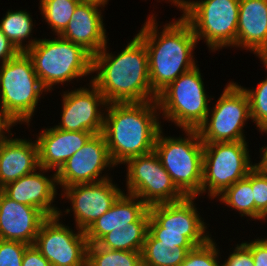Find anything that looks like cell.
Listing matches in <instances>:
<instances>
[{
	"instance_id": "20",
	"label": "cell",
	"mask_w": 267,
	"mask_h": 266,
	"mask_svg": "<svg viewBox=\"0 0 267 266\" xmlns=\"http://www.w3.org/2000/svg\"><path fill=\"white\" fill-rule=\"evenodd\" d=\"M93 135L91 132L65 131L55 126L42 130L36 138L40 167L57 172Z\"/></svg>"
},
{
	"instance_id": "17",
	"label": "cell",
	"mask_w": 267,
	"mask_h": 266,
	"mask_svg": "<svg viewBox=\"0 0 267 266\" xmlns=\"http://www.w3.org/2000/svg\"><path fill=\"white\" fill-rule=\"evenodd\" d=\"M46 218L38 208L18 203L0 190V239L34 245Z\"/></svg>"
},
{
	"instance_id": "3",
	"label": "cell",
	"mask_w": 267,
	"mask_h": 266,
	"mask_svg": "<svg viewBox=\"0 0 267 266\" xmlns=\"http://www.w3.org/2000/svg\"><path fill=\"white\" fill-rule=\"evenodd\" d=\"M157 109L156 101L107 104L102 134L115 166L154 151L162 129Z\"/></svg>"
},
{
	"instance_id": "1",
	"label": "cell",
	"mask_w": 267,
	"mask_h": 266,
	"mask_svg": "<svg viewBox=\"0 0 267 266\" xmlns=\"http://www.w3.org/2000/svg\"><path fill=\"white\" fill-rule=\"evenodd\" d=\"M107 48L92 56V73L97 75L91 79L107 103L156 101L144 42L136 35L118 55Z\"/></svg>"
},
{
	"instance_id": "32",
	"label": "cell",
	"mask_w": 267,
	"mask_h": 266,
	"mask_svg": "<svg viewBox=\"0 0 267 266\" xmlns=\"http://www.w3.org/2000/svg\"><path fill=\"white\" fill-rule=\"evenodd\" d=\"M212 238L204 245L197 246L187 253L180 266H222L219 264V251Z\"/></svg>"
},
{
	"instance_id": "24",
	"label": "cell",
	"mask_w": 267,
	"mask_h": 266,
	"mask_svg": "<svg viewBox=\"0 0 267 266\" xmlns=\"http://www.w3.org/2000/svg\"><path fill=\"white\" fill-rule=\"evenodd\" d=\"M149 210L133 226H120L104 235L96 244L109 250L141 252L148 232Z\"/></svg>"
},
{
	"instance_id": "5",
	"label": "cell",
	"mask_w": 267,
	"mask_h": 266,
	"mask_svg": "<svg viewBox=\"0 0 267 266\" xmlns=\"http://www.w3.org/2000/svg\"><path fill=\"white\" fill-rule=\"evenodd\" d=\"M43 92L47 91L26 52L1 64L0 111L14 126L23 122L30 125Z\"/></svg>"
},
{
	"instance_id": "10",
	"label": "cell",
	"mask_w": 267,
	"mask_h": 266,
	"mask_svg": "<svg viewBox=\"0 0 267 266\" xmlns=\"http://www.w3.org/2000/svg\"><path fill=\"white\" fill-rule=\"evenodd\" d=\"M240 0H199L182 14L191 25L197 41L212 50L236 47Z\"/></svg>"
},
{
	"instance_id": "37",
	"label": "cell",
	"mask_w": 267,
	"mask_h": 266,
	"mask_svg": "<svg viewBox=\"0 0 267 266\" xmlns=\"http://www.w3.org/2000/svg\"><path fill=\"white\" fill-rule=\"evenodd\" d=\"M20 51L12 44L7 36L0 29V63L4 64L14 58Z\"/></svg>"
},
{
	"instance_id": "35",
	"label": "cell",
	"mask_w": 267,
	"mask_h": 266,
	"mask_svg": "<svg viewBox=\"0 0 267 266\" xmlns=\"http://www.w3.org/2000/svg\"><path fill=\"white\" fill-rule=\"evenodd\" d=\"M242 243L251 251L255 266H267V238Z\"/></svg>"
},
{
	"instance_id": "38",
	"label": "cell",
	"mask_w": 267,
	"mask_h": 266,
	"mask_svg": "<svg viewBox=\"0 0 267 266\" xmlns=\"http://www.w3.org/2000/svg\"><path fill=\"white\" fill-rule=\"evenodd\" d=\"M260 132L267 133V129L261 130ZM261 153V160L259 163H255V167H257L262 173L267 175V145L260 148Z\"/></svg>"
},
{
	"instance_id": "11",
	"label": "cell",
	"mask_w": 267,
	"mask_h": 266,
	"mask_svg": "<svg viewBox=\"0 0 267 266\" xmlns=\"http://www.w3.org/2000/svg\"><path fill=\"white\" fill-rule=\"evenodd\" d=\"M216 102L213 109L209 108L205 121L197 128L201 141H245L243 127L251 116L249 99L242 86L229 82Z\"/></svg>"
},
{
	"instance_id": "2",
	"label": "cell",
	"mask_w": 267,
	"mask_h": 266,
	"mask_svg": "<svg viewBox=\"0 0 267 266\" xmlns=\"http://www.w3.org/2000/svg\"><path fill=\"white\" fill-rule=\"evenodd\" d=\"M173 21L163 25L159 33L156 16L152 14L137 33L146 46L149 79L156 94L197 66L193 51L198 41L191 25L182 16Z\"/></svg>"
},
{
	"instance_id": "31",
	"label": "cell",
	"mask_w": 267,
	"mask_h": 266,
	"mask_svg": "<svg viewBox=\"0 0 267 266\" xmlns=\"http://www.w3.org/2000/svg\"><path fill=\"white\" fill-rule=\"evenodd\" d=\"M250 183L253 189L254 220L267 219V175L257 167L250 171Z\"/></svg>"
},
{
	"instance_id": "40",
	"label": "cell",
	"mask_w": 267,
	"mask_h": 266,
	"mask_svg": "<svg viewBox=\"0 0 267 266\" xmlns=\"http://www.w3.org/2000/svg\"><path fill=\"white\" fill-rule=\"evenodd\" d=\"M169 1L171 2V4L180 8V11L182 10L183 13L192 5V1L190 0H169Z\"/></svg>"
},
{
	"instance_id": "19",
	"label": "cell",
	"mask_w": 267,
	"mask_h": 266,
	"mask_svg": "<svg viewBox=\"0 0 267 266\" xmlns=\"http://www.w3.org/2000/svg\"><path fill=\"white\" fill-rule=\"evenodd\" d=\"M100 8L103 7L80 2L65 30L59 36L82 46L92 56L100 52L108 40Z\"/></svg>"
},
{
	"instance_id": "25",
	"label": "cell",
	"mask_w": 267,
	"mask_h": 266,
	"mask_svg": "<svg viewBox=\"0 0 267 266\" xmlns=\"http://www.w3.org/2000/svg\"><path fill=\"white\" fill-rule=\"evenodd\" d=\"M194 248L175 246L169 249L147 232L141 251L142 266H180Z\"/></svg>"
},
{
	"instance_id": "7",
	"label": "cell",
	"mask_w": 267,
	"mask_h": 266,
	"mask_svg": "<svg viewBox=\"0 0 267 266\" xmlns=\"http://www.w3.org/2000/svg\"><path fill=\"white\" fill-rule=\"evenodd\" d=\"M186 137L158 133L154 151L173 183L185 196H201L203 148L197 129H183ZM188 136V137H187Z\"/></svg>"
},
{
	"instance_id": "21",
	"label": "cell",
	"mask_w": 267,
	"mask_h": 266,
	"mask_svg": "<svg viewBox=\"0 0 267 266\" xmlns=\"http://www.w3.org/2000/svg\"><path fill=\"white\" fill-rule=\"evenodd\" d=\"M237 47L267 59V0H240Z\"/></svg>"
},
{
	"instance_id": "15",
	"label": "cell",
	"mask_w": 267,
	"mask_h": 266,
	"mask_svg": "<svg viewBox=\"0 0 267 266\" xmlns=\"http://www.w3.org/2000/svg\"><path fill=\"white\" fill-rule=\"evenodd\" d=\"M115 167L102 133L93 135L56 172L57 184L69 187L76 184L95 183L110 178L102 175L104 169ZM101 174V175H100Z\"/></svg>"
},
{
	"instance_id": "8",
	"label": "cell",
	"mask_w": 267,
	"mask_h": 266,
	"mask_svg": "<svg viewBox=\"0 0 267 266\" xmlns=\"http://www.w3.org/2000/svg\"><path fill=\"white\" fill-rule=\"evenodd\" d=\"M198 66L181 74L157 94L158 111L166 120L183 129H197L210 106Z\"/></svg>"
},
{
	"instance_id": "22",
	"label": "cell",
	"mask_w": 267,
	"mask_h": 266,
	"mask_svg": "<svg viewBox=\"0 0 267 266\" xmlns=\"http://www.w3.org/2000/svg\"><path fill=\"white\" fill-rule=\"evenodd\" d=\"M39 168L36 140L10 138L9 135L0 140V190Z\"/></svg>"
},
{
	"instance_id": "14",
	"label": "cell",
	"mask_w": 267,
	"mask_h": 266,
	"mask_svg": "<svg viewBox=\"0 0 267 266\" xmlns=\"http://www.w3.org/2000/svg\"><path fill=\"white\" fill-rule=\"evenodd\" d=\"M89 84V88L80 87L70 92L64 91L61 122L55 126L56 128L91 132L94 135L102 133L106 112L103 107L106 108L108 103L91 81Z\"/></svg>"
},
{
	"instance_id": "12",
	"label": "cell",
	"mask_w": 267,
	"mask_h": 266,
	"mask_svg": "<svg viewBox=\"0 0 267 266\" xmlns=\"http://www.w3.org/2000/svg\"><path fill=\"white\" fill-rule=\"evenodd\" d=\"M125 164L127 193L135 195L148 207L175 202L185 197L173 183L155 151L133 157Z\"/></svg>"
},
{
	"instance_id": "33",
	"label": "cell",
	"mask_w": 267,
	"mask_h": 266,
	"mask_svg": "<svg viewBox=\"0 0 267 266\" xmlns=\"http://www.w3.org/2000/svg\"><path fill=\"white\" fill-rule=\"evenodd\" d=\"M28 244L0 239V266H21Z\"/></svg>"
},
{
	"instance_id": "26",
	"label": "cell",
	"mask_w": 267,
	"mask_h": 266,
	"mask_svg": "<svg viewBox=\"0 0 267 266\" xmlns=\"http://www.w3.org/2000/svg\"><path fill=\"white\" fill-rule=\"evenodd\" d=\"M33 21L30 13L26 10H8L5 17L0 21V29L20 51L25 52L31 48L39 39H31L28 44L23 42L32 35Z\"/></svg>"
},
{
	"instance_id": "28",
	"label": "cell",
	"mask_w": 267,
	"mask_h": 266,
	"mask_svg": "<svg viewBox=\"0 0 267 266\" xmlns=\"http://www.w3.org/2000/svg\"><path fill=\"white\" fill-rule=\"evenodd\" d=\"M87 266H142L141 252L109 250L88 244Z\"/></svg>"
},
{
	"instance_id": "13",
	"label": "cell",
	"mask_w": 267,
	"mask_h": 266,
	"mask_svg": "<svg viewBox=\"0 0 267 266\" xmlns=\"http://www.w3.org/2000/svg\"><path fill=\"white\" fill-rule=\"evenodd\" d=\"M59 220L60 215L47 217L34 245L51 266H87L88 241L85 231L74 233Z\"/></svg>"
},
{
	"instance_id": "34",
	"label": "cell",
	"mask_w": 267,
	"mask_h": 266,
	"mask_svg": "<svg viewBox=\"0 0 267 266\" xmlns=\"http://www.w3.org/2000/svg\"><path fill=\"white\" fill-rule=\"evenodd\" d=\"M222 266H255L251 251L243 244H237L233 253L230 252L228 259Z\"/></svg>"
},
{
	"instance_id": "16",
	"label": "cell",
	"mask_w": 267,
	"mask_h": 266,
	"mask_svg": "<svg viewBox=\"0 0 267 266\" xmlns=\"http://www.w3.org/2000/svg\"><path fill=\"white\" fill-rule=\"evenodd\" d=\"M111 179L63 188L64 194L61 195H64V199L66 197L72 204V208L64 212L67 214L70 210L74 212L76 230L86 231L123 193Z\"/></svg>"
},
{
	"instance_id": "39",
	"label": "cell",
	"mask_w": 267,
	"mask_h": 266,
	"mask_svg": "<svg viewBox=\"0 0 267 266\" xmlns=\"http://www.w3.org/2000/svg\"><path fill=\"white\" fill-rule=\"evenodd\" d=\"M14 126L0 111V140L5 136V134L10 133L12 136L10 128ZM7 132V133H6Z\"/></svg>"
},
{
	"instance_id": "30",
	"label": "cell",
	"mask_w": 267,
	"mask_h": 266,
	"mask_svg": "<svg viewBox=\"0 0 267 266\" xmlns=\"http://www.w3.org/2000/svg\"><path fill=\"white\" fill-rule=\"evenodd\" d=\"M267 70V59H261ZM249 99L250 116L259 131L267 129V78L258 83L256 89H246Z\"/></svg>"
},
{
	"instance_id": "41",
	"label": "cell",
	"mask_w": 267,
	"mask_h": 266,
	"mask_svg": "<svg viewBox=\"0 0 267 266\" xmlns=\"http://www.w3.org/2000/svg\"><path fill=\"white\" fill-rule=\"evenodd\" d=\"M109 0H80L81 3H92L101 7H105V4L108 3Z\"/></svg>"
},
{
	"instance_id": "4",
	"label": "cell",
	"mask_w": 267,
	"mask_h": 266,
	"mask_svg": "<svg viewBox=\"0 0 267 266\" xmlns=\"http://www.w3.org/2000/svg\"><path fill=\"white\" fill-rule=\"evenodd\" d=\"M25 52L47 92L53 89V85H63L92 73V55L82 46L59 35L54 39H39Z\"/></svg>"
},
{
	"instance_id": "36",
	"label": "cell",
	"mask_w": 267,
	"mask_h": 266,
	"mask_svg": "<svg viewBox=\"0 0 267 266\" xmlns=\"http://www.w3.org/2000/svg\"><path fill=\"white\" fill-rule=\"evenodd\" d=\"M21 266H51L35 245H29L24 251Z\"/></svg>"
},
{
	"instance_id": "27",
	"label": "cell",
	"mask_w": 267,
	"mask_h": 266,
	"mask_svg": "<svg viewBox=\"0 0 267 266\" xmlns=\"http://www.w3.org/2000/svg\"><path fill=\"white\" fill-rule=\"evenodd\" d=\"M219 201L237 211L241 216H248L254 219L253 189L250 183L249 174L226 188L220 195Z\"/></svg>"
},
{
	"instance_id": "29",
	"label": "cell",
	"mask_w": 267,
	"mask_h": 266,
	"mask_svg": "<svg viewBox=\"0 0 267 266\" xmlns=\"http://www.w3.org/2000/svg\"><path fill=\"white\" fill-rule=\"evenodd\" d=\"M80 0H40V10L55 35H60L68 25Z\"/></svg>"
},
{
	"instance_id": "23",
	"label": "cell",
	"mask_w": 267,
	"mask_h": 266,
	"mask_svg": "<svg viewBox=\"0 0 267 266\" xmlns=\"http://www.w3.org/2000/svg\"><path fill=\"white\" fill-rule=\"evenodd\" d=\"M148 210L149 207L135 195L122 193L112 207L85 231L88 244H96L116 227L133 226V222Z\"/></svg>"
},
{
	"instance_id": "9",
	"label": "cell",
	"mask_w": 267,
	"mask_h": 266,
	"mask_svg": "<svg viewBox=\"0 0 267 266\" xmlns=\"http://www.w3.org/2000/svg\"><path fill=\"white\" fill-rule=\"evenodd\" d=\"M246 141L204 143L201 194L216 198L246 177L252 165ZM251 162V163H250Z\"/></svg>"
},
{
	"instance_id": "6",
	"label": "cell",
	"mask_w": 267,
	"mask_h": 266,
	"mask_svg": "<svg viewBox=\"0 0 267 266\" xmlns=\"http://www.w3.org/2000/svg\"><path fill=\"white\" fill-rule=\"evenodd\" d=\"M193 200L195 196H185L175 202L150 206L148 233L169 249L206 244L211 237Z\"/></svg>"
},
{
	"instance_id": "18",
	"label": "cell",
	"mask_w": 267,
	"mask_h": 266,
	"mask_svg": "<svg viewBox=\"0 0 267 266\" xmlns=\"http://www.w3.org/2000/svg\"><path fill=\"white\" fill-rule=\"evenodd\" d=\"M38 170L7 184L1 190L18 203L38 208L47 217L61 216V210L53 206L58 186L56 172L48 178L44 175L48 169L40 167Z\"/></svg>"
}]
</instances>
